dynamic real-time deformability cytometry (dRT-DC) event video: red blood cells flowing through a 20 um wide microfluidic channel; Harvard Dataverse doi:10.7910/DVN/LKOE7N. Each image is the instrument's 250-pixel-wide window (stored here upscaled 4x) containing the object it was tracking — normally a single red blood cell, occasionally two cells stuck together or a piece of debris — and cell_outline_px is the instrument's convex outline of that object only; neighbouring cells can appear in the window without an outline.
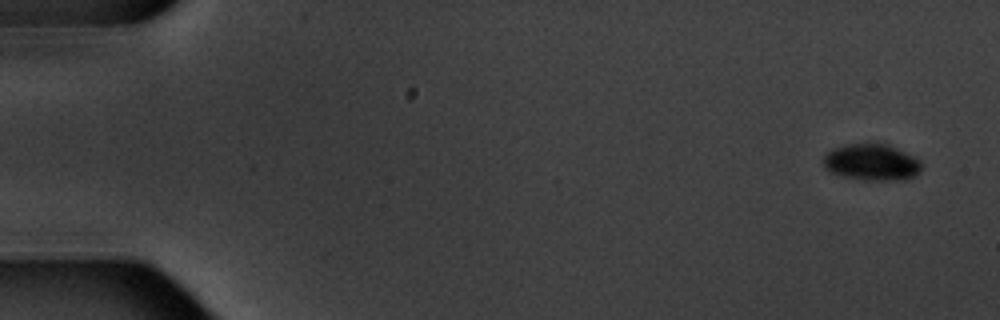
{"species": "common noctule bat (a hibernating species)", "species_latin": "Nyctalus noctula", "temperature_condition": "warm", "stored_images_in_passage": 7, "camera_frame_rate_fps": 3000, "um_per_image_px": 0.085, "animal": {"sex": "male", "body_mass_g": 20.1, "forearm_length_mm": 53.5}, "frame": {"image": 1, "passage_image": 1, "time_ms": 0.0, "image_size_px": [1000, 320], "cell_outline_px": [[924, 164], [920, 172], [916, 176], [904, 180], [868, 180], [844, 176], [832, 172], [824, 168], [820, 160], [824, 152], [832, 148], [844, 144], [872, 140], [888, 144], [916, 156]], "centroid_in_image_um": [74.09, 13.73], "position_along_channel_um": 10.9, "area_um2": 22.08}}
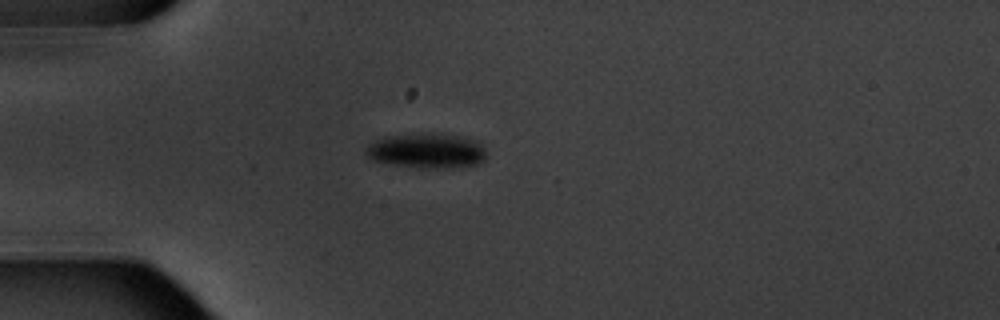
{"frame": {"image": 2, "passage_image": 5, "time_ms": 4.667, "image_size_px": [1000, 320], "cell_outline_px": [[484, 160], [476, 164], [452, 168], [416, 168], [392, 164], [372, 160], [364, 152], [364, 148], [368, 144], [384, 136], [432, 132], [436, 132], [476, 140], [484, 148]], "centroid_in_image_um": [36.22, 12.81], "position_along_channel_um": 48.8, "area_um2": 24.74}}